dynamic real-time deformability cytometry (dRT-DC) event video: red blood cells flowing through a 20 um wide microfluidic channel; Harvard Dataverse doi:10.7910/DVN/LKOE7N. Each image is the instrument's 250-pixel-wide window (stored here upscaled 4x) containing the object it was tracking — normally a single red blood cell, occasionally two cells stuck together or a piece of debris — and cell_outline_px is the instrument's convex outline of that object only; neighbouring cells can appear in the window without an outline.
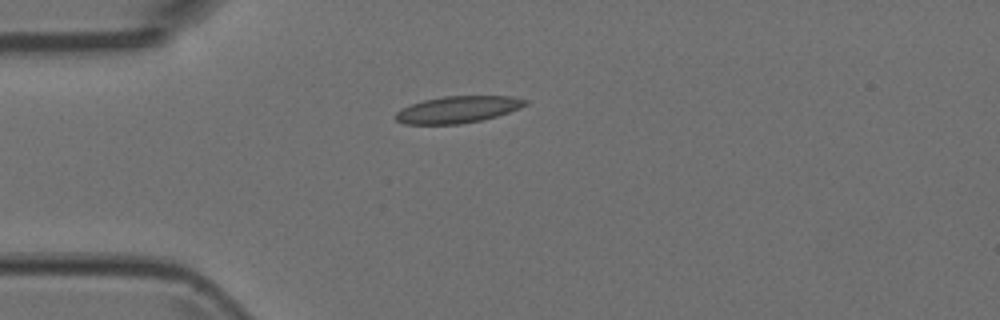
{"species": "Egyptian fruit bat (a non-hibernating species)", "species_latin": "Rousettus aegyptiacus", "temperature_condition": "room temperature", "stored_images_in_passage": 6, "camera_frame_rate_fps": 3000, "um_per_image_px": 0.085, "animal": {"sex": "female"}, "frame": {"image": 1, "passage_image": 6, "time_ms": 1.667, "image_size_px": [1000, 320], "cell_outline_px": [[528, 104], [520, 108], [496, 116], [480, 120], [460, 124], [404, 124], [396, 120], [392, 116], [396, 112], [412, 104], [424, 100], [444, 96], [512, 96], [528, 100]], "centroid_in_image_um": [38.91, 9.31], "position_along_channel_um": 46.1, "area_um2": 20.17}}